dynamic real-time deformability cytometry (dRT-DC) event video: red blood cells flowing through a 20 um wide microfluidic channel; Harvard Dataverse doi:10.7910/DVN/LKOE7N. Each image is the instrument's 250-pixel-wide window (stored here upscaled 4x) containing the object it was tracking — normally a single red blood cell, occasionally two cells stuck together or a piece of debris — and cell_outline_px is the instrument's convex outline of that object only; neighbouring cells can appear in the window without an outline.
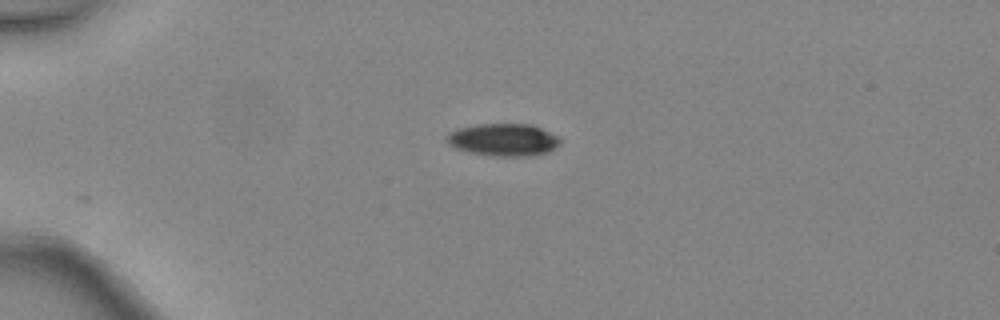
{"species": "common noctule bat (a hibernating species)", "species_latin": "Nyctalus noctula", "temperature_condition": "warm", "stored_images_in_passage": 2, "camera_frame_rate_fps": 3000, "um_per_image_px": 0.085, "animal": {"sex": "female", "body_mass_g": 24.6, "forearm_length_mm": 56.2}, "frame": {"image": 1, "passage_image": 1, "time_ms": 0.0, "image_size_px": [1000, 320], "cell_outline_px": [[560, 144], [548, 152], [528, 156], [496, 156], [468, 152], [456, 148], [448, 144], [444, 140], [444, 136], [448, 132], [456, 128], [476, 124], [532, 124], [556, 136], [560, 140]], "centroid_in_image_um": [42.71, 11.87], "position_along_channel_um": 42.3, "area_um2": 21.56}}